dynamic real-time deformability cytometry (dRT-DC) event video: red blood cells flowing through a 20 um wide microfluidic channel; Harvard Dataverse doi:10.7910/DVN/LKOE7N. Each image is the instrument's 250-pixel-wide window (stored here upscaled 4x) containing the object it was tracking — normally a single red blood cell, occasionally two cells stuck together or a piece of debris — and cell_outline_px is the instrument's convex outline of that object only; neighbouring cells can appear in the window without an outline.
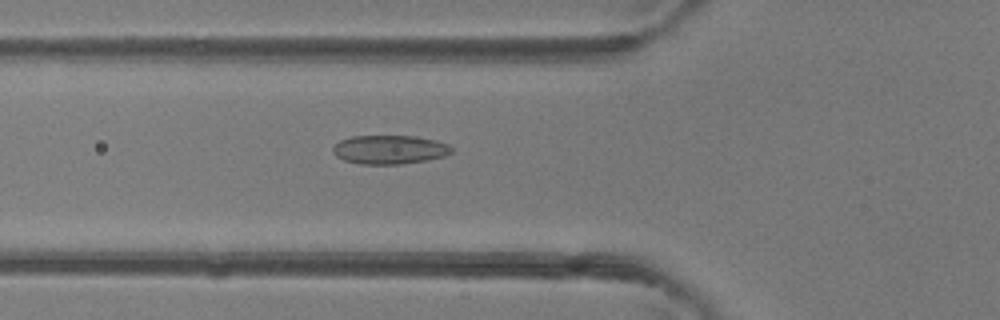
{"species": "common noctule bat (a hibernating species)", "species_latin": "Nyctalus noctula", "temperature_condition": "room temperature", "stored_images_in_passage": 47, "camera_frame_rate_fps": 3000, "um_per_image_px": 0.085, "animal": {"sex": "female"}, "frame": {"image": 1, "passage_image": 17, "time_ms": 5.333, "image_size_px": [1000, 320], "cell_outline_px": [[452, 152], [444, 156], [428, 160], [400, 164], [360, 164], [344, 160], [336, 156], [332, 152], [332, 148], [340, 140], [352, 136], [416, 136], [436, 140], [448, 144], [452, 148]], "centroid_in_image_um": [33.11, 12.71], "position_along_channel_um": 92.7, "area_um2": 20.0}}
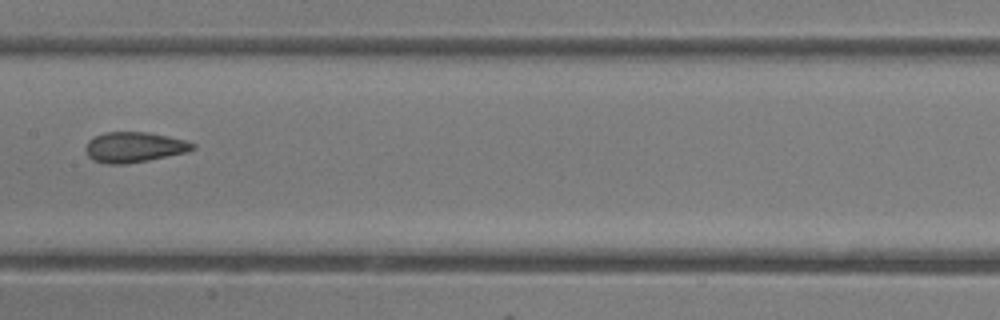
{"frame": {"image": 2, "passage_image": 24, "time_ms": 7.667, "image_size_px": [1000, 320], "cell_outline_px": [[196, 148], [188, 152], [148, 160], [124, 164], [108, 164], [92, 160], [88, 156], [84, 148], [88, 140], [104, 132], [148, 132], [168, 136], [184, 140], [196, 144]], "centroid_in_image_um": [11.4, 12.51], "position_along_channel_um": 196.0, "area_um2": 19.02}}
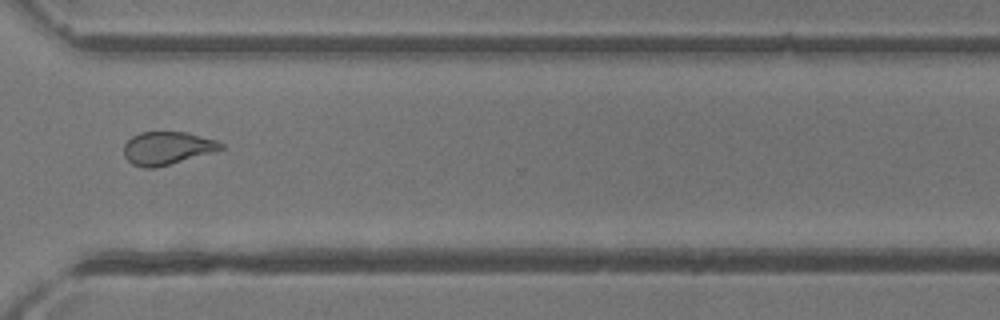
{"frame": {"image": 3, "passage_image": 35, "time_ms": 11.333, "image_size_px": [1000, 320], "cell_outline_px": [[224, 148], [212, 152], [168, 164], [152, 168], [144, 168], [132, 164], [124, 156], [124, 144], [132, 136], [140, 132], [184, 132], [216, 140], [224, 144]], "centroid_in_image_um": [14.17, 12.58], "position_along_channel_um": 356.4, "area_um2": 18.32}, "authors_computed_cell_mechanics": {"area_um2": 19.941, "velocity_mm_per_s": 4.3929, "shape_relaxation_time_tau1_ms": 7.5512, "shape_relaxation_time_tau2_ms": 1.4819, "deformation_change_tau1": 0.1566, "deformation_change_tau2": 0.0797}}